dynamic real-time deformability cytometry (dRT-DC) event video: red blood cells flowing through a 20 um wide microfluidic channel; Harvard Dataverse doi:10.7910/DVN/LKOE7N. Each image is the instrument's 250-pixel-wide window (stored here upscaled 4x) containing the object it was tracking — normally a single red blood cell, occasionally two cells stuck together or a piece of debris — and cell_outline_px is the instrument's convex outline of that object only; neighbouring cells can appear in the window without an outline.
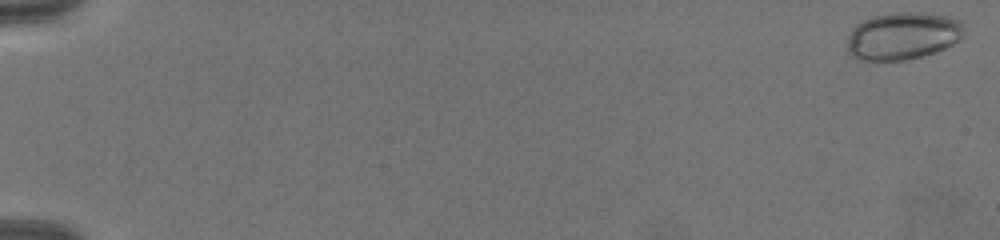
{"species": "common noctule bat (a hibernating species)", "species_latin": "Nyctalus noctula", "temperature_condition": "warm", "stored_images_in_passage": 71, "camera_frame_rate_fps": 3000, "um_per_image_px": 0.085, "animal": {"sex": "female", "body_mass_g": 19.5, "forearm_length_mm": 54.1}, "frame": {"image": 1, "passage_image": 2, "time_ms": 0.333, "image_size_px": [1000, 240], "cell_outline_px": [[964, 32], [960, 40], [936, 52], [904, 60], [860, 60], [852, 56], [848, 52], [848, 36], [852, 28], [856, 24], [864, 20], [876, 16], [896, 12], [920, 12], [948, 16], [956, 20], [964, 28]], "centroid_in_image_um": [76.72, 3.05], "position_along_channel_um": 8.3, "area_um2": 32.08}}
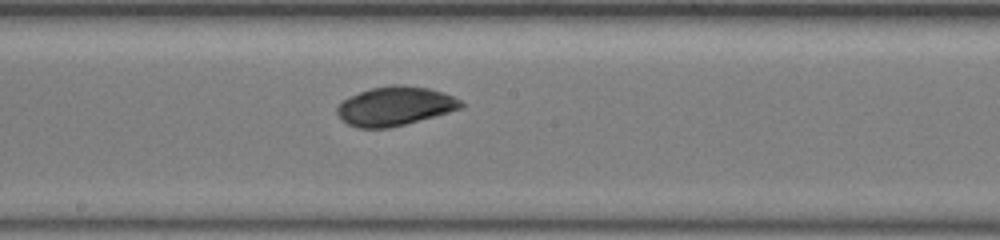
{"frame": {"image": 2, "passage_image": 42, "time_ms": 13.667, "image_size_px": [1000, 240], "cell_outline_px": [[464, 108], [404, 124], [388, 128], [356, 128], [340, 120], [336, 116], [336, 108], [348, 96], [372, 88], [392, 84], [400, 84], [428, 88], [444, 92], [460, 100], [464, 104]], "centroid_in_image_um": [33.55, 9.02], "position_along_channel_um": 214.7, "area_um2": 28.26}}
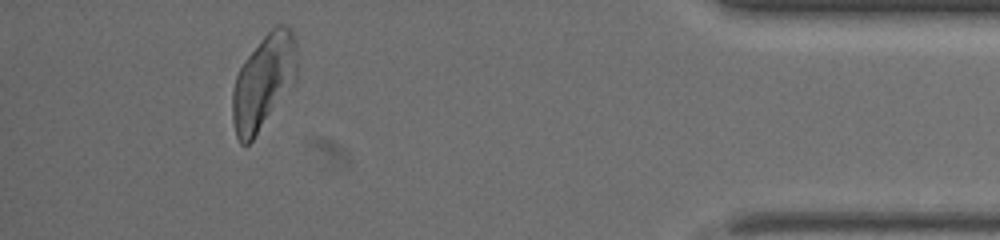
{"frame": {"image": 3, "passage_image": 66, "time_ms": 21.667, "image_size_px": [1000, 240], "cell_outline_px": [[296, 80], [252, 140], [248, 144], [240, 144], [236, 136], [232, 120], [232, 92], [236, 76], [244, 60], [260, 40], [276, 24], [288, 24], [292, 28], [296, 40]], "centroid_in_image_um": [22.4, 6.91], "position_along_channel_um": 412.8, "area_um2": 35.49}}